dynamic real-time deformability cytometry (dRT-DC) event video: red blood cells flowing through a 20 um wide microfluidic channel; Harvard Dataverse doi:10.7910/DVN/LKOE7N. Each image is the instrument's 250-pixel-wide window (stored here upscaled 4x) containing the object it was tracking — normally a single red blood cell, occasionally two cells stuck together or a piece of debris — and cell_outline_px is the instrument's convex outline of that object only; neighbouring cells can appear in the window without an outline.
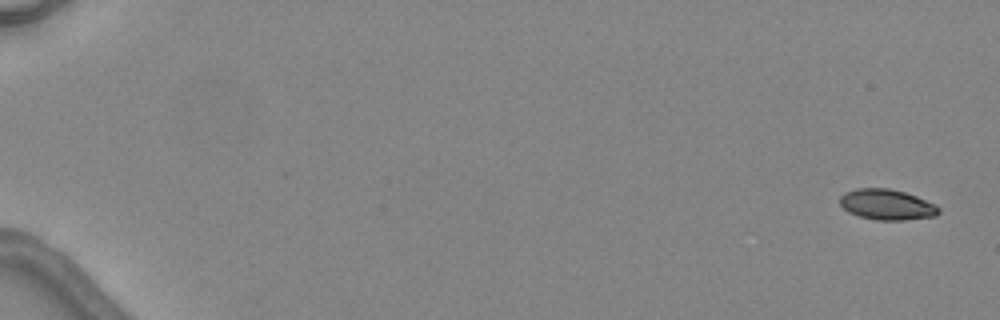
{"species": "common noctule bat (a hibernating species)", "species_latin": "Nyctalus noctula", "temperature_condition": "warm", "stored_images_in_passage": 2, "camera_frame_rate_fps": 3000, "um_per_image_px": 0.085, "animal": {"sex": "female", "body_mass_g": 24.6, "forearm_length_mm": 56.2}, "frame": {"image": 1, "passage_image": 1, "time_ms": 0.0, "image_size_px": [1000, 320], "cell_outline_px": [[940, 212], [936, 216], [904, 220], [876, 220], [860, 216], [848, 212], [840, 204], [840, 196], [844, 192], [856, 188], [888, 188], [904, 192], [916, 196], [936, 204], [940, 208]], "centroid_in_image_um": [75.39, 17.39], "position_along_channel_um": 9.6, "area_um2": 17.69}}